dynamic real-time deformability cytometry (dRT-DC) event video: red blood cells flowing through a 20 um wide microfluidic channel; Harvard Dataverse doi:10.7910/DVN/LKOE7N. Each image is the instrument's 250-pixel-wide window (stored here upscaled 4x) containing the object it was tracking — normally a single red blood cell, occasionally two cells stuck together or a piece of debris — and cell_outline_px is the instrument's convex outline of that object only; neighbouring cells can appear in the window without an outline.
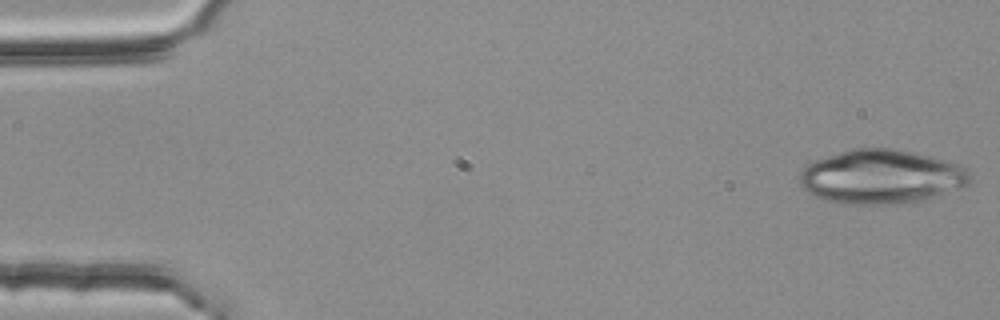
{"species": "common noctule bat (a hibernating species)", "species_latin": "Nyctalus noctula", "temperature_condition": "room temperature", "stored_images_in_passage": 4, "camera_frame_rate_fps": 3000, "um_per_image_px": 0.085, "animal": {"sex": "female", "body_mass_g": 25.1}, "frame": {"image": 1, "passage_image": 1, "time_ms": 0.0, "image_size_px": [1000, 320], "cell_outline_px": [[972, 180], [968, 184], [960, 188], [912, 204], [840, 204], [824, 200], [808, 192], [800, 184], [800, 172], [808, 164], [816, 160], [852, 148], [896, 148], [944, 160], [956, 164], [964, 168], [972, 176]], "centroid_in_image_um": [74.91, 15.04], "position_along_channel_um": 10.1, "area_um2": 53.81}}